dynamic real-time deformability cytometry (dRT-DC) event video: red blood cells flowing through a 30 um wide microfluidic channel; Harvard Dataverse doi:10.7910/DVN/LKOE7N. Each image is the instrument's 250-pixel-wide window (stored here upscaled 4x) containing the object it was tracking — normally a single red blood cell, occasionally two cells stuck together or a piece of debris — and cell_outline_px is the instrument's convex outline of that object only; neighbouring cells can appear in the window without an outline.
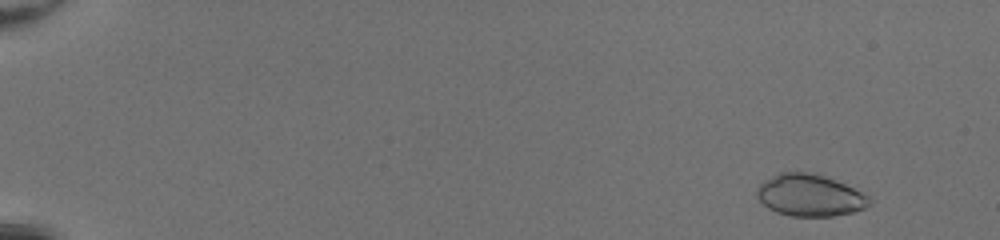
{"species": "common noctule bat (a hibernating species)", "species_latin": "Nyctalus noctula", "temperature_condition": "room temperature", "stored_images_in_passage": 51, "camera_frame_rate_fps": 3000, "um_per_image_px": 0.085, "animal": {"sex": "female", "body_mass_g": 20.0, "forearm_length_mm": 54.0}, "frame": {"image": 1, "passage_image": 5, "time_ms": 1.333, "image_size_px": [1000, 240], "cell_outline_px": [[872, 204], [864, 208], [852, 212], [832, 216], [792, 216], [776, 212], [768, 208], [756, 196], [756, 192], [760, 184], [764, 180], [780, 172], [808, 172], [824, 176], [844, 184], [868, 196], [872, 200]], "centroid_in_image_um": [68.82, 16.61], "position_along_channel_um": 16.2, "area_um2": 27.22}}
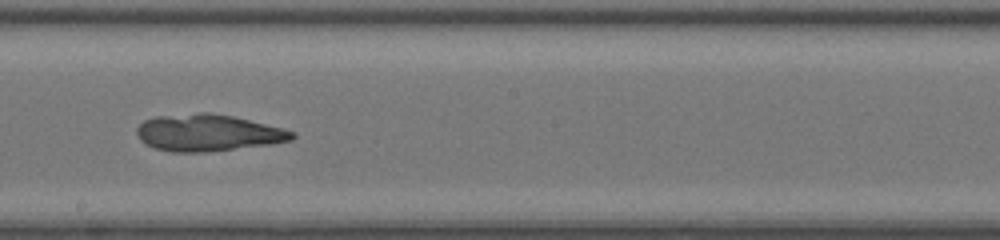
{"frame": {"image": 2, "passage_image": 32, "time_ms": 10.333, "image_size_px": [1000, 240], "cell_outline_px": [[296, 136], [292, 140], [272, 144], [204, 152], [172, 152], [156, 148], [144, 144], [140, 140], [136, 132], [136, 128], [144, 120], [156, 116], [200, 112], [208, 112], [232, 116], [284, 128], [296, 132]], "centroid_in_image_um": [17.68, 11.28], "position_along_channel_um": 230.5, "area_um2": 33.41}}
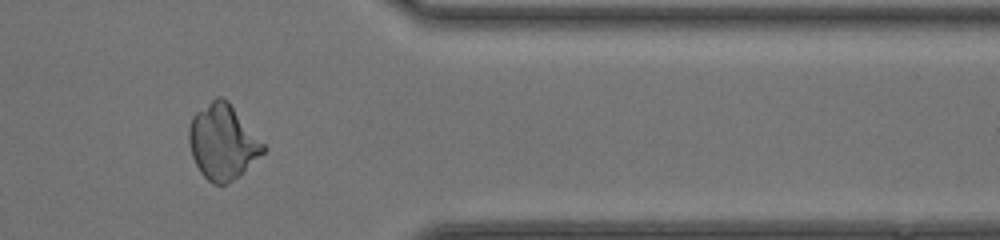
{"frame": {"image": 3, "passage_image": 44, "time_ms": 14.333, "image_size_px": [1000, 240], "cell_outline_px": [[268, 148], [264, 152], [232, 180], [224, 184], [212, 184], [200, 172], [192, 156], [188, 140], [188, 128], [192, 116], [196, 112], [216, 96], [220, 96], [228, 100]], "centroid_in_image_um": [18.9, 12.03], "position_along_channel_um": 392.5, "area_um2": 32.25}}